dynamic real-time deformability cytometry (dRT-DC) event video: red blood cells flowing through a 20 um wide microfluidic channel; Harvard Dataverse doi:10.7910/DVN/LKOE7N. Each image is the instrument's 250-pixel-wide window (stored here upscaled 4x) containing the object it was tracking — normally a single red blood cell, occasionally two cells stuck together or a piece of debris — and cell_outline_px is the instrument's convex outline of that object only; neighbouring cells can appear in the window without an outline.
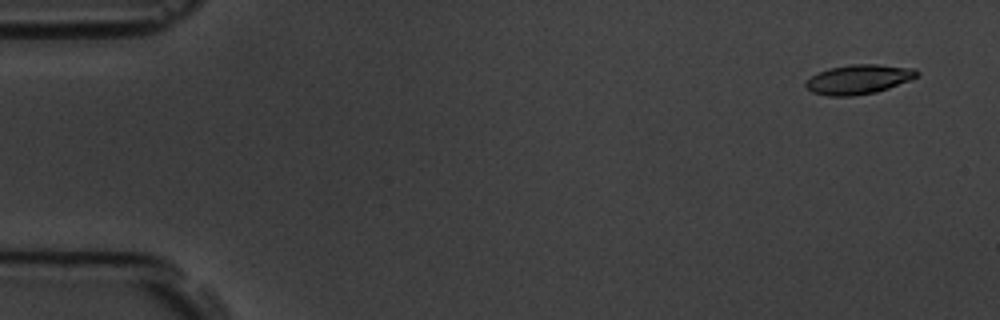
{"species": "common noctule bat (a hibernating species)", "species_latin": "Nyctalus noctula", "temperature_condition": "room temperature", "stored_images_in_passage": 4, "camera_frame_rate_fps": 3000, "um_per_image_px": 0.085, "animal": {"sex": "male", "body_mass_g": 19.5, "forearm_length_mm": 54.6}, "frame": {"image": 1, "passage_image": 1, "time_ms": 0.0, "image_size_px": [1000, 320], "cell_outline_px": [[920, 72], [916, 76], [908, 80], [888, 88], [876, 92], [852, 96], [828, 96], [812, 92], [804, 84], [812, 76], [820, 72], [832, 68], [852, 64], [876, 64], [916, 68]], "centroid_in_image_um": [73.0, 6.74], "position_along_channel_um": 12.0, "area_um2": 18.79}}